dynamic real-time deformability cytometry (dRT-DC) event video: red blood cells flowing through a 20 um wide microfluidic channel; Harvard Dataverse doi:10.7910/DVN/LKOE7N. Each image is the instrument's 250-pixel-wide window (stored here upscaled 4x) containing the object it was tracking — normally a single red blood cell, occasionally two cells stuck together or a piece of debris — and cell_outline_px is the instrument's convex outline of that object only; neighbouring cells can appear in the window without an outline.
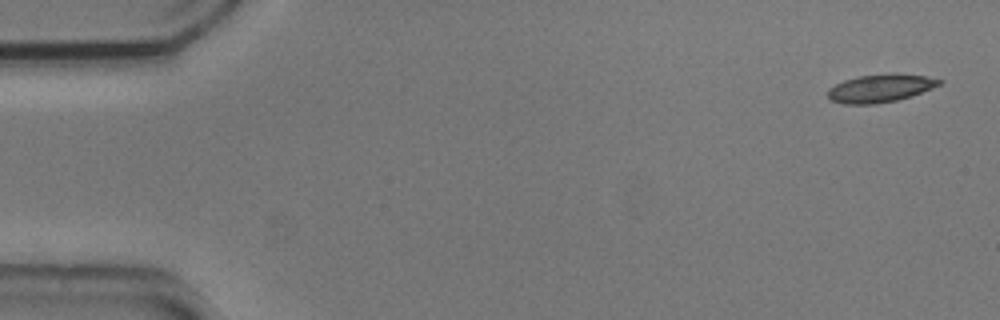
{"species": "common noctule bat (a hibernating species)", "species_latin": "Nyctalus noctula", "temperature_condition": "cold", "stored_images_in_passage": 5, "camera_frame_rate_fps": 3000, "um_per_image_px": 0.085, "animal": {"sex": "male", "body_mass_g": 20.5, "forearm_length_mm": 52.5}, "frame": {"image": 1, "passage_image": 1, "time_ms": 0.0, "image_size_px": [1000, 320], "cell_outline_px": [[944, 80], [940, 84], [932, 88], [912, 96], [896, 100], [872, 104], [844, 104], [832, 100], [828, 96], [828, 88], [844, 80], [860, 76], [924, 76]], "centroid_in_image_um": [74.78, 7.55], "position_along_channel_um": 10.2, "area_um2": 17.22}}
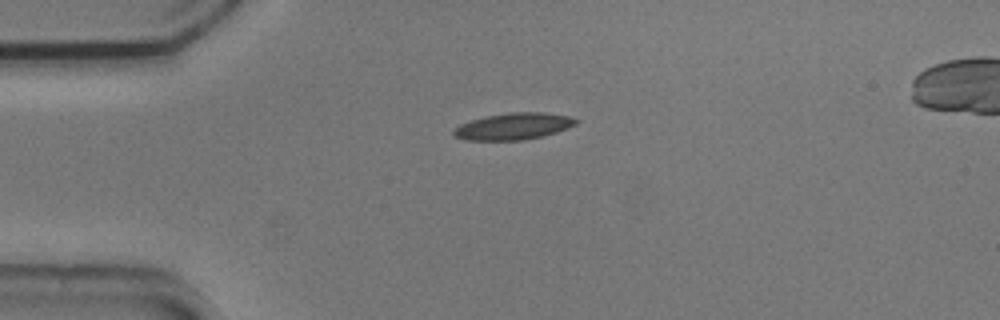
{"frame": {"image": 2, "passage_image": 4, "time_ms": 1.0, "image_size_px": [1000, 320], "cell_outline_px": [[580, 120], [576, 124], [568, 128], [544, 136], [524, 140], [464, 140], [456, 136], [452, 132], [460, 124], [472, 120], [488, 116], [508, 112], [544, 112], [568, 116]], "centroid_in_image_um": [43.68, 10.74], "position_along_channel_um": 41.3, "area_um2": 18.96}}